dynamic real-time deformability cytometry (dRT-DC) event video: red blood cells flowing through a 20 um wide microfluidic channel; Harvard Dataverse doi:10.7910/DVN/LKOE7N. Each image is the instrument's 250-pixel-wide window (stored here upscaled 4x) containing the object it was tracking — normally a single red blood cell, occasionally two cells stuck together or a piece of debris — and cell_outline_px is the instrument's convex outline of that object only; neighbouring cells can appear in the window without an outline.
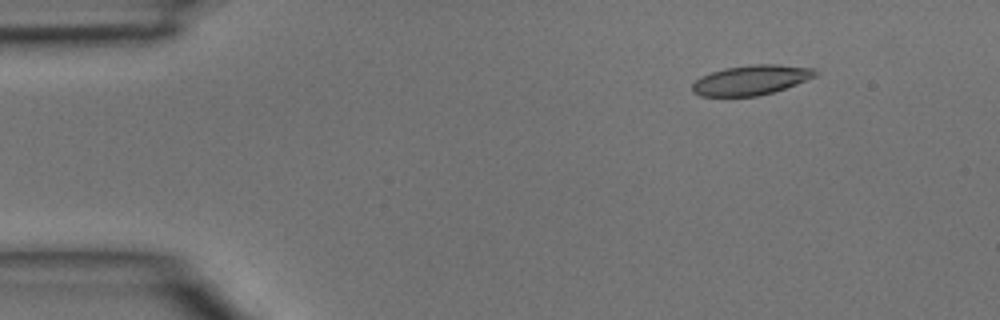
{"species": "common noctule bat (a hibernating species)", "species_latin": "Nyctalus noctula", "temperature_condition": "room temperature", "stored_images_in_passage": 4, "camera_frame_rate_fps": 3000, "um_per_image_px": 0.085, "animal": {"sex": "male", "body_mass_g": 15.6}, "frame": {"image": 1, "passage_image": 2, "time_ms": 0.333, "image_size_px": [1000, 320], "cell_outline_px": [[820, 72], [816, 76], [796, 84], [772, 92], [756, 96], [700, 96], [692, 92], [692, 84], [700, 76], [724, 68], [752, 64], [776, 64], [812, 68]], "centroid_in_image_um": [63.83, 6.8], "position_along_channel_um": 21.2, "area_um2": 21.33}}
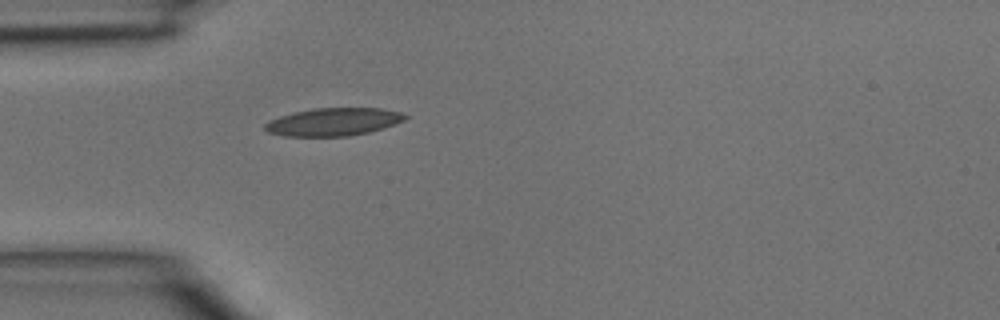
{"frame": {"image": 2, "passage_image": 4, "time_ms": 1.0, "image_size_px": [1000, 320], "cell_outline_px": [[408, 116], [404, 120], [396, 124], [384, 128], [368, 132], [348, 136], [284, 136], [268, 132], [264, 128], [264, 124], [268, 120], [280, 116], [312, 108], [380, 108], [400, 112]], "centroid_in_image_um": [28.33, 10.36], "position_along_channel_um": 56.7, "area_um2": 22.72}}